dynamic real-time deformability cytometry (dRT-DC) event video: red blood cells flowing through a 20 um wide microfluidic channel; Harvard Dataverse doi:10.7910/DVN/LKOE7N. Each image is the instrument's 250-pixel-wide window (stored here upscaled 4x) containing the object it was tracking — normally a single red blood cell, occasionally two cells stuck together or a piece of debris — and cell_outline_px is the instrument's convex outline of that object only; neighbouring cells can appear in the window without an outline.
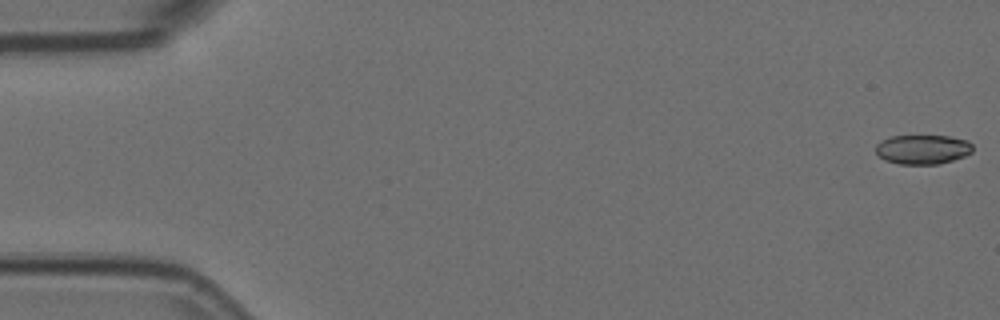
{"species": "Egyptian fruit bat (a non-hibernating species)", "species_latin": "Rousettus aegyptiacus", "temperature_condition": "room temperature", "stored_images_in_passage": 12, "camera_frame_rate_fps": 3000, "um_per_image_px": 0.085, "animal": {"sex": "female"}, "frame": {"image": 1, "passage_image": 1, "time_ms": 0.0, "image_size_px": [1000, 320], "cell_outline_px": [[972, 152], [964, 156], [952, 160], [936, 164], [900, 164], [884, 160], [876, 152], [876, 144], [880, 140], [892, 136], [948, 136], [968, 140], [972, 144]], "centroid_in_image_um": [78.42, 12.69], "position_along_channel_um": 6.6, "area_um2": 16.59}}